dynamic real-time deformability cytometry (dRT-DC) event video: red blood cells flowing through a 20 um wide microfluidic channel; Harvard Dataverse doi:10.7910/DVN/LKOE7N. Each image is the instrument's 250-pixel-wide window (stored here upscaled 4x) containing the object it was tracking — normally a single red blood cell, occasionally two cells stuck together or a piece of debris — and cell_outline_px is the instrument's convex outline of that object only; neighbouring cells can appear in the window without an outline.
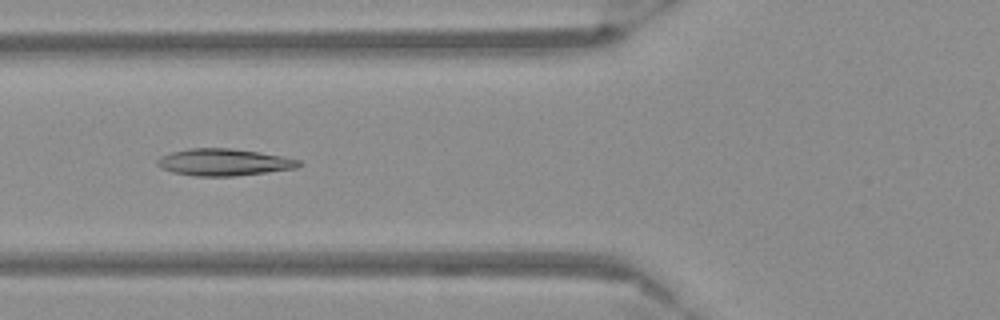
{"species": "Egyptian fruit bat (a non-hibernating species)", "species_latin": "Rousettus aegyptiacus", "temperature_condition": "warm", "stored_images_in_passage": 39, "camera_frame_rate_fps": 3000, "um_per_image_px": 0.085, "frame": {"image": 1, "passage_image": 9, "time_ms": 2.667, "image_size_px": [1000, 320], "cell_outline_px": [[304, 164], [296, 168], [236, 176], [196, 176], [172, 172], [160, 168], [156, 164], [156, 160], [160, 156], [172, 152], [188, 148], [232, 148], [260, 152], [300, 160]], "centroid_in_image_um": [19.01, 13.79], "position_along_channel_um": 106.8, "area_um2": 22.31}}
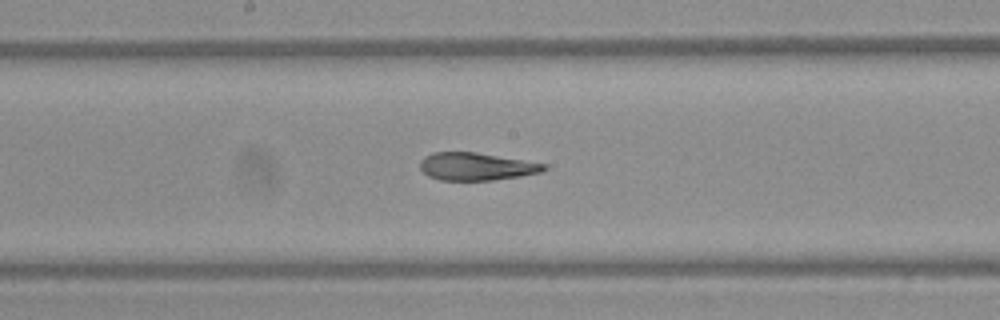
{"frame": {"image": 2, "passage_image": 17, "time_ms": 5.333, "image_size_px": [1000, 320], "cell_outline_px": [[548, 168], [544, 172], [520, 176], [492, 180], [440, 180], [428, 176], [420, 168], [420, 160], [424, 156], [432, 152], [476, 152], [548, 164]], "centroid_in_image_um": [40.5, 14.15], "position_along_channel_um": 207.7, "area_um2": 20.11}}
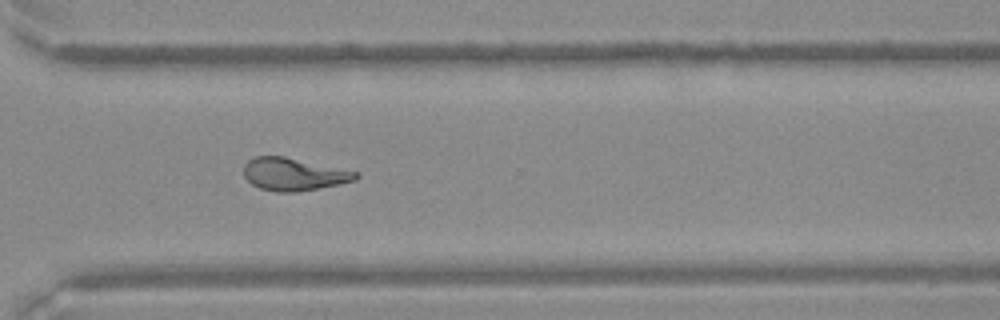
{"frame": {"image": 3, "passage_image": 28, "time_ms": 9.0, "image_size_px": [1000, 320], "cell_outline_px": [[360, 176], [356, 180], [340, 184], [296, 192], [276, 192], [260, 188], [252, 184], [244, 176], [244, 164], [248, 160], [256, 156], [284, 156], [360, 172]], "centroid_in_image_um": [24.99, 14.81], "position_along_channel_um": 345.6, "area_um2": 21.39}}